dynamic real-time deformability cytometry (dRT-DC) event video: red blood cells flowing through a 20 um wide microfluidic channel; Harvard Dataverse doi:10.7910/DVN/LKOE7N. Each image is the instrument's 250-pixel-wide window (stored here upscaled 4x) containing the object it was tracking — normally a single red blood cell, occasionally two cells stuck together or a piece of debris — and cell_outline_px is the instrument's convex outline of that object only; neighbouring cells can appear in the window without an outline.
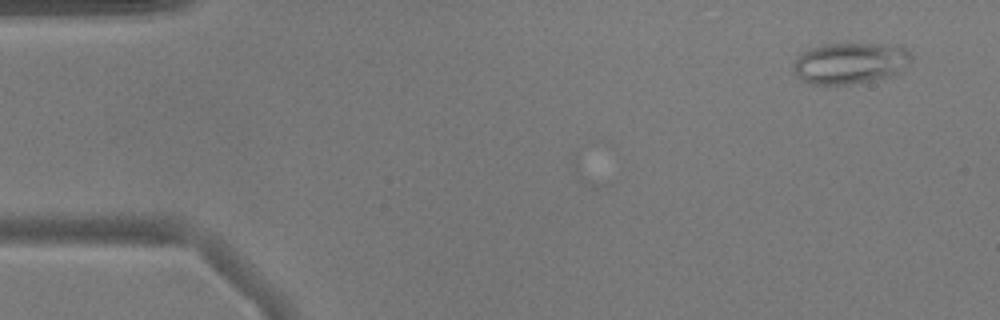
{"species": "common noctule bat (a hibernating species)", "species_latin": "Nyctalus noctula", "temperature_condition": "warm", "stored_images_in_passage": 5, "camera_frame_rate_fps": 3000, "um_per_image_px": 0.085, "animal": {"sex": "male", "body_mass_g": 17.9}, "frame": {"image": 1, "passage_image": 3, "time_ms": 0.667, "image_size_px": [1000, 320], "cell_outline_px": [[912, 60], [908, 64], [896, 72], [888, 76], [848, 84], [808, 84], [796, 76], [792, 68], [796, 60], [804, 52], [812, 48], [828, 44], [876, 44], [904, 48], [912, 56]], "centroid_in_image_um": [72.21, 5.37], "position_along_channel_um": 12.8, "area_um2": 27.51}}